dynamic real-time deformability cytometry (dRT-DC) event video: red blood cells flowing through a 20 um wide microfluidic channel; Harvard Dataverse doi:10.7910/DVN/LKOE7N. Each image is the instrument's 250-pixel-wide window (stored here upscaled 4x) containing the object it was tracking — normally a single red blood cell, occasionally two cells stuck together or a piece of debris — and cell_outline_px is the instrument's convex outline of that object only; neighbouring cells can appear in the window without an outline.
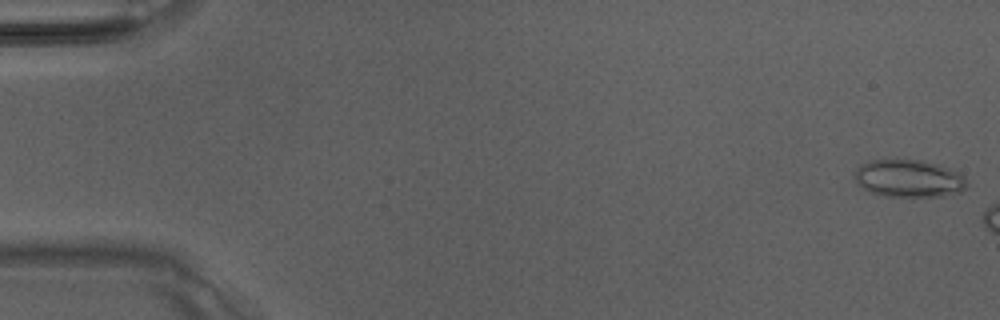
{"species": "Egyptian fruit bat (a non-hibernating species)", "species_latin": "Rousettus aegyptiacus", "temperature_condition": "room temperature", "stored_images_in_passage": 7, "camera_frame_rate_fps": 3000, "um_per_image_px": 0.085, "animal": {"sex": "male"}, "frame": {"image": 1, "passage_image": 1, "time_ms": 0.0, "image_size_px": [1000, 320], "cell_outline_px": [[968, 184], [960, 192], [944, 196], [884, 196], [868, 192], [856, 184], [852, 172], [860, 164], [872, 160], [924, 160], [960, 172], [964, 176]], "centroid_in_image_um": [77.2, 15.17], "position_along_channel_um": 7.8, "area_um2": 24.85}}